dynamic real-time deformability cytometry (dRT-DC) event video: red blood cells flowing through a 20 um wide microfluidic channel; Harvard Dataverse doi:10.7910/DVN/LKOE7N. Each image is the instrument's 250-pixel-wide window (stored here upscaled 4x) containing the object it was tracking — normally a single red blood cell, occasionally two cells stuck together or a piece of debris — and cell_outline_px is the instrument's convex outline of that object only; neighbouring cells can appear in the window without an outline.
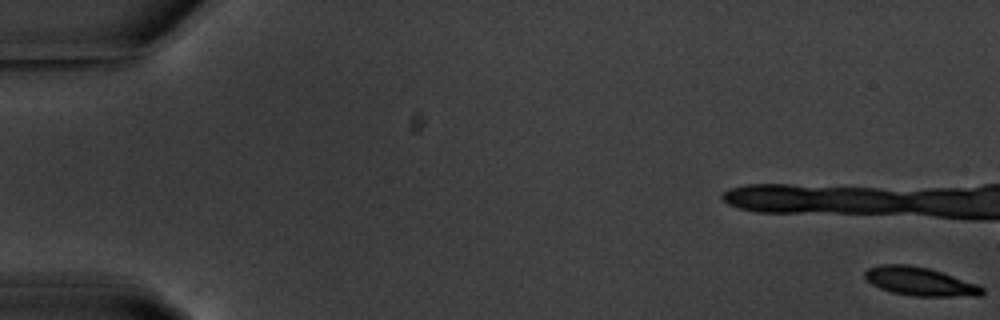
{"species": "common noctule bat (a hibernating species)", "species_latin": "Nyctalus noctula", "temperature_condition": "warm", "stored_images_in_passage": 7, "camera_frame_rate_fps": 3000, "um_per_image_px": 0.085, "animal": {"sex": "male", "body_mass_g": 20.1, "forearm_length_mm": 53.5}, "frame": {"image": 1, "passage_image": 1, "time_ms": 0.0, "image_size_px": [1000, 320], "cell_outline_px": [[984, 292], [980, 296], [916, 296], [892, 292], [880, 288], [872, 284], [864, 276], [864, 272], [868, 268], [880, 264], [908, 264], [928, 268], [980, 284], [984, 288]], "centroid_in_image_um": [78.22, 23.92], "position_along_channel_um": 6.8, "area_um2": 19.54}}